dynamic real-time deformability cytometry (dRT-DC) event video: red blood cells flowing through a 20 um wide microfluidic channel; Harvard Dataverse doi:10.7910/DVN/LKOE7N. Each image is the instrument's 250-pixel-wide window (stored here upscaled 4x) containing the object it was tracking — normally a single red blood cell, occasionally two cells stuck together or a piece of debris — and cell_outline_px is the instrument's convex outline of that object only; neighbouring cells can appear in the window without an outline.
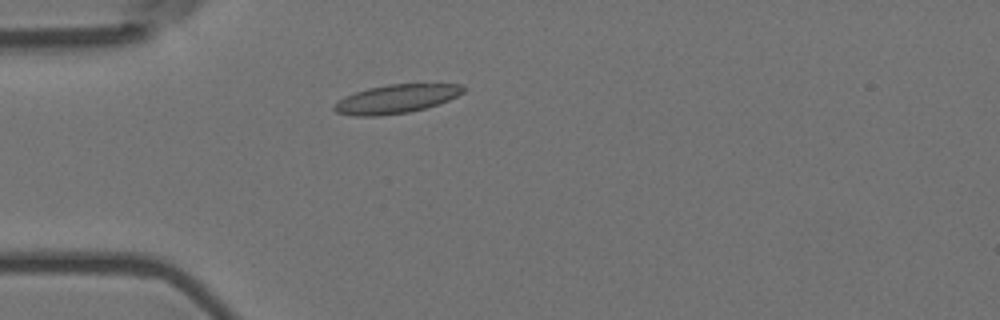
{"species": "Egyptian fruit bat (a non-hibernating species)", "species_latin": "Rousettus aegyptiacus", "temperature_condition": "room temperature", "stored_images_in_passage": 6, "camera_frame_rate_fps": 3000, "um_per_image_px": 0.085, "animal": {"sex": "female"}, "frame": {"image": 1, "passage_image": 3, "time_ms": 0.667, "image_size_px": [1000, 320], "cell_outline_px": [[468, 88], [464, 92], [448, 100], [424, 108], [408, 112], [376, 116], [356, 116], [336, 112], [332, 108], [344, 96], [368, 88], [388, 84], [460, 84]], "centroid_in_image_um": [33.68, 8.4], "position_along_channel_um": 51.3, "area_um2": 21.33}}